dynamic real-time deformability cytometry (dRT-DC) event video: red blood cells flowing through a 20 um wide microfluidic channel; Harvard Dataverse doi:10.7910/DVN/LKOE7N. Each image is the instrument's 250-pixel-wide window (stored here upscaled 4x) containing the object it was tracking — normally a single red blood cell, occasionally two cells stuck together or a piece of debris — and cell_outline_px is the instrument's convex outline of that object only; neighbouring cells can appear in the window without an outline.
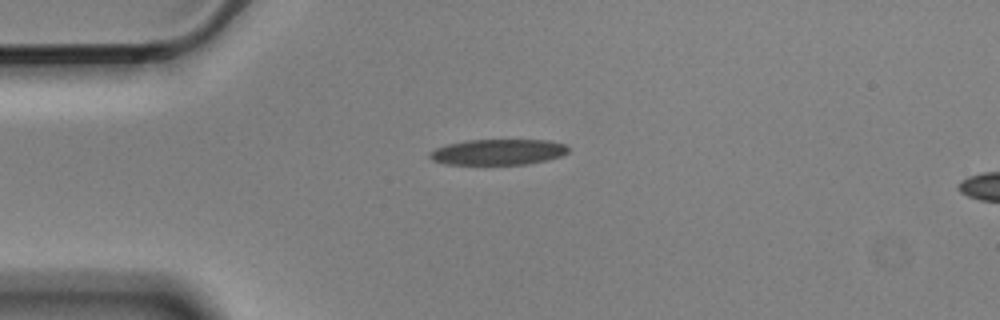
{"species": "Egyptian fruit bat (a non-hibernating species)", "species_latin": "Rousettus aegyptiacus", "temperature_condition": "cold", "stored_images_in_passage": 2, "camera_frame_rate_fps": 3000, "um_per_image_px": 0.085, "animal": {"sex": "male"}, "frame": {"image": 1, "passage_image": 1, "time_ms": 0.0, "image_size_px": [1000, 320], "cell_outline_px": [[568, 152], [560, 156], [548, 160], [528, 164], [444, 164], [432, 160], [428, 156], [428, 152], [436, 148], [448, 144], [468, 140], [548, 140], [564, 144], [568, 148]], "centroid_in_image_um": [42.32, 12.92], "position_along_channel_um": 42.7, "area_um2": 20.75}}